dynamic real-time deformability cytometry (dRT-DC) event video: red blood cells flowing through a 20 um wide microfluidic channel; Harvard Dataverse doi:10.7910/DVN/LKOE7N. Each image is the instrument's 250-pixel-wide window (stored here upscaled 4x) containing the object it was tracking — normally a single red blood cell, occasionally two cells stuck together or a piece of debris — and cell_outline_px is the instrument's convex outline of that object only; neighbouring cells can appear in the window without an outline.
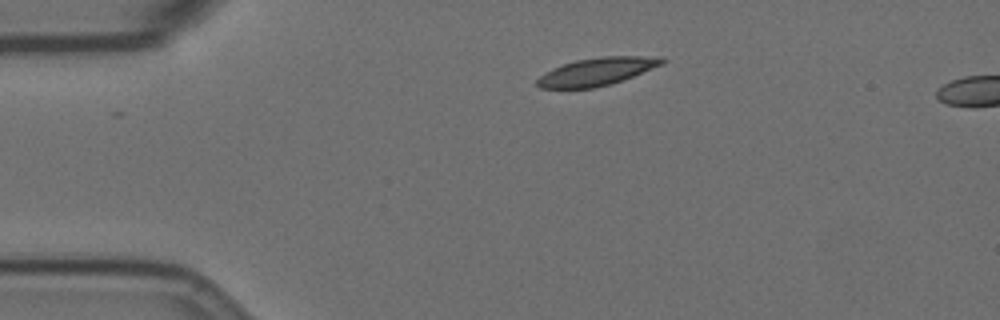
{"species": "Egyptian fruit bat (a non-hibernating species)", "species_latin": "Rousettus aegyptiacus", "temperature_condition": "room temperature", "stored_images_in_passage": 4, "camera_frame_rate_fps": 3000, "um_per_image_px": 0.085, "animal": {"sex": "female"}, "frame": {"image": 1, "passage_image": 1, "time_ms": 0.0, "image_size_px": [1000, 320], "cell_outline_px": [[668, 60], [664, 64], [612, 84], [592, 88], [540, 88], [536, 84], [536, 80], [540, 76], [552, 68], [576, 60], [600, 56], [664, 56]], "centroid_in_image_um": [50.79, 6.07], "position_along_channel_um": 34.2, "area_um2": 20.35}}